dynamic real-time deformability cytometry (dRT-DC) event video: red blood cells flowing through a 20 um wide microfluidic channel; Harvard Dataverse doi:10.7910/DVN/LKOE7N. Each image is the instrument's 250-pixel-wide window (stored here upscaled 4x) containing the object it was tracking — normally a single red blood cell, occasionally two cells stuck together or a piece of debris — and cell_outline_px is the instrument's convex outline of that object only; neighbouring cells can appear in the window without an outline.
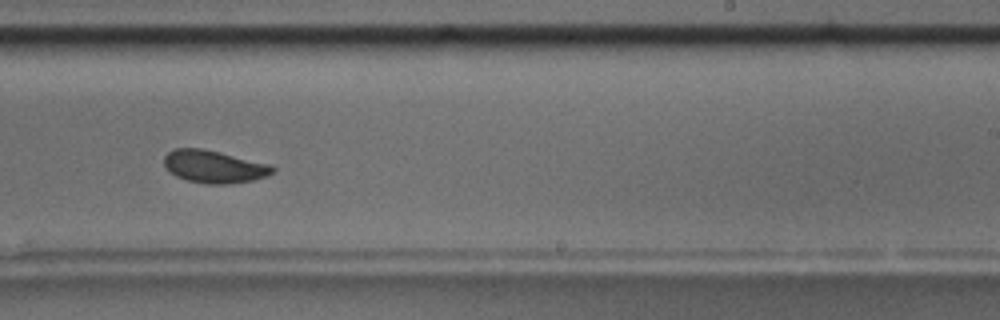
{"species": "common noctule bat (a hibernating species)", "species_latin": "Nyctalus noctula", "temperature_condition": "room temperature", "stored_images_in_passage": 18, "camera_frame_rate_fps": 3000, "um_per_image_px": 0.085, "animal": {"sex": "male", "body_mass_g": 17.5, "forearm_length_mm": 52.3}, "frame": {"image": 1, "passage_image": 11, "time_ms": 11.667, "image_size_px": [1000, 320], "cell_outline_px": [[276, 168], [272, 172], [264, 176], [252, 180], [228, 184], [208, 184], [188, 180], [176, 176], [164, 164], [164, 156], [168, 152], [176, 148], [204, 148], [272, 164]], "centroid_in_image_um": [18.21, 14.14], "position_along_channel_um": 270.8, "area_um2": 20.52}, "authors_computed_cell_mechanics": {"area_um2": 20.4323, "velocity_mm_per_s": 3.4852, "shape_relaxation_time_tau1_ms": 6.4836, "shape_relaxation_time_tau2_ms": 3.8145, "deformation_change_tau1": 0.1106, "deformation_change_tau2": 0.0581}}